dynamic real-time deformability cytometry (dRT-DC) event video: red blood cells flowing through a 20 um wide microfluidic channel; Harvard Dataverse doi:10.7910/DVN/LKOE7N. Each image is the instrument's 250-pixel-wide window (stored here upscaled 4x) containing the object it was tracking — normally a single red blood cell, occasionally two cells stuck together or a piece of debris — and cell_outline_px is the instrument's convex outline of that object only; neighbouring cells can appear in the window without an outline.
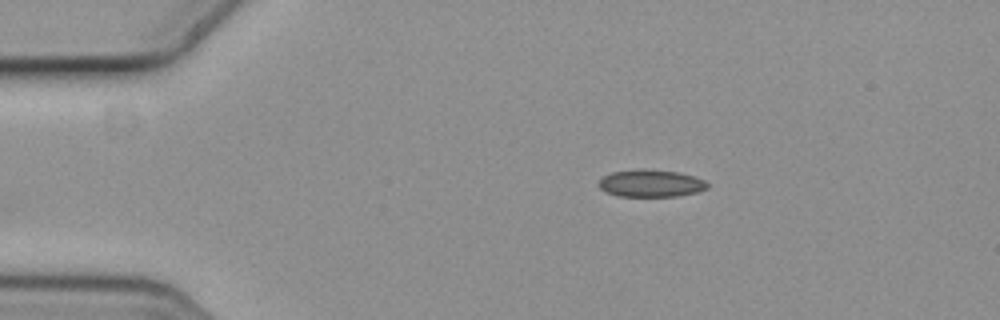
{"species": "common noctule bat (a hibernating species)", "species_latin": "Nyctalus noctula", "temperature_condition": "cold", "stored_images_in_passage": 4, "camera_frame_rate_fps": 3000, "um_per_image_px": 0.085, "animal": {"sex": "female", "body_mass_g": 19.3, "forearm_length_mm": 54.1}, "frame": {"image": 1, "passage_image": 1, "time_ms": 0.0, "image_size_px": [1000, 320], "cell_outline_px": [[708, 188], [696, 192], [676, 196], [616, 196], [604, 192], [596, 184], [604, 176], [612, 172], [676, 172], [692, 176], [704, 180], [708, 184]], "centroid_in_image_um": [55.3, 15.64], "position_along_channel_um": 29.7, "area_um2": 16.36}}
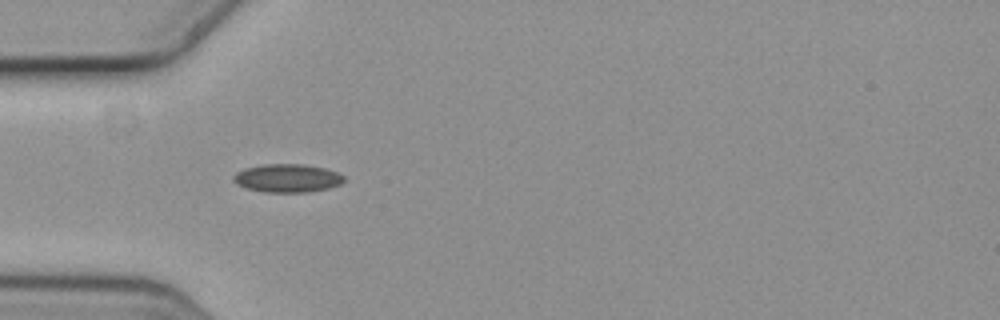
{"frame": {"image": 2, "passage_image": 3, "time_ms": 0.667, "image_size_px": [1000, 320], "cell_outline_px": [[344, 180], [340, 184], [328, 188], [308, 192], [264, 192], [248, 188], [236, 184], [232, 180], [232, 176], [236, 172], [244, 168], [264, 164], [304, 164], [324, 168], [336, 172], [344, 176]], "centroid_in_image_um": [24.39, 15.14], "position_along_channel_um": 60.6, "area_um2": 18.21}}
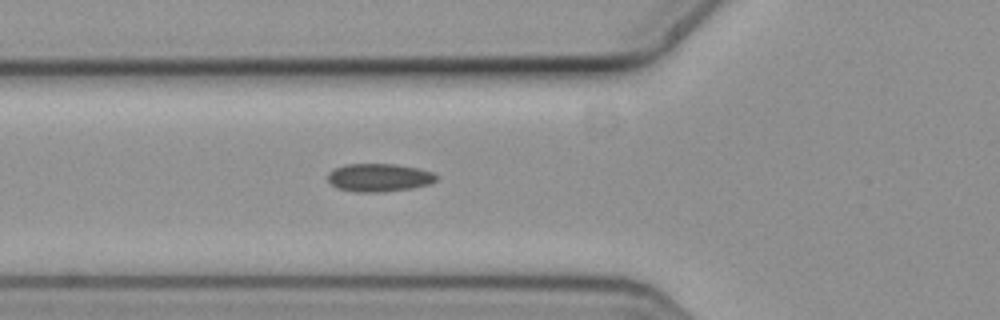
{"frame": {"image": 3, "passage_image": 4, "time_ms": 1.0, "image_size_px": [1000, 320], "cell_outline_px": [[440, 176], [436, 180], [428, 184], [412, 188], [384, 192], [356, 192], [336, 188], [328, 180], [328, 172], [344, 164], [396, 164], [420, 168], [432, 172]], "centroid_in_image_um": [32.24, 15.09], "position_along_channel_um": 93.6, "area_um2": 17.92}}